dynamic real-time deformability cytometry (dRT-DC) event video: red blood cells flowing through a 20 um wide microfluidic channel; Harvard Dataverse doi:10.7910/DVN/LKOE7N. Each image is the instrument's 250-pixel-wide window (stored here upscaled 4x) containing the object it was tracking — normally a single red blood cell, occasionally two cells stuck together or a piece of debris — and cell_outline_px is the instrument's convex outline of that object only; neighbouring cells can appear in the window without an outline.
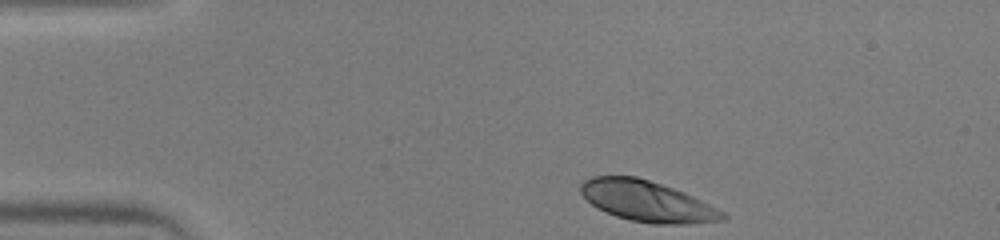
{"species": "human", "species_latin": "Homo sapiens", "temperature_condition": "warm", "stored_images_in_passage": 43, "camera_frame_rate_fps": 3000, "um_per_image_px": 0.085, "donor": {"sex": "male"}, "frame": {"image": 1, "passage_image": 1, "time_ms": 0.0, "image_size_px": [1000, 240], "cell_outline_px": [[728, 216], [724, 220], [688, 224], [652, 224], [632, 220], [616, 216], [592, 204], [580, 192], [580, 184], [584, 180], [592, 176], [636, 176], [684, 192], [724, 212]], "centroid_in_image_um": [55.0, 17.1], "position_along_channel_um": 30.0, "area_um2": 33.29}}
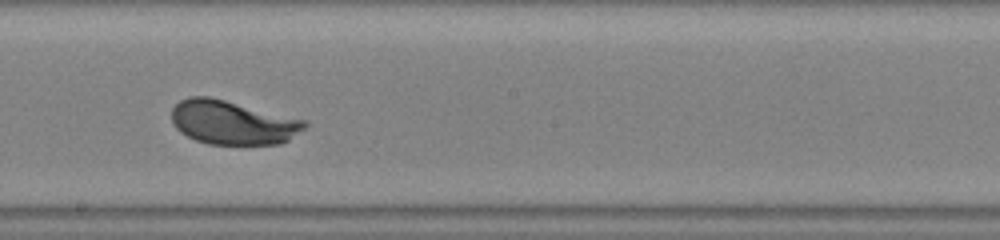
{"frame": {"image": 2, "passage_image": 21, "time_ms": 6.667, "image_size_px": [1000, 240], "cell_outline_px": [[308, 124], [304, 128], [288, 140], [280, 144], [208, 144], [196, 140], [180, 132], [172, 124], [172, 108], [180, 100], [188, 96], [208, 96], [308, 120]], "centroid_in_image_um": [19.77, 10.4], "position_along_channel_um": 228.4, "area_um2": 34.1}}
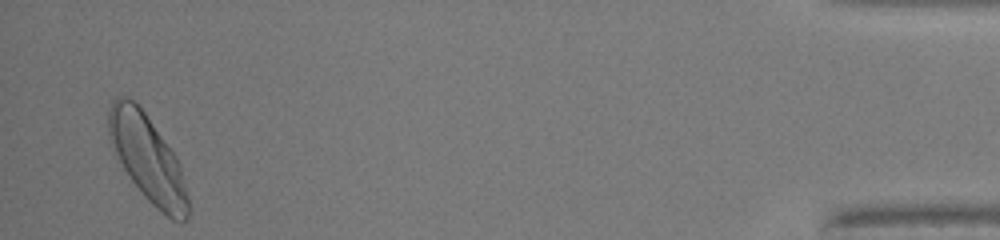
{"frame": {"image": 3, "passage_image": 42, "time_ms": 13.667, "image_size_px": [1000, 240], "cell_outline_px": [[188, 220], [172, 220], [160, 212], [148, 200], [132, 180], [112, 152], [108, 136], [108, 112], [112, 100], [120, 96], [128, 96], [144, 112], [176, 156], [180, 164], [188, 196]], "centroid_in_image_um": [12.52, 13.46], "position_along_channel_um": 422.7, "area_um2": 39.82}, "authors_computed_cell_mechanics": {"area_um2": 34.3332, "velocity_mm_per_s": 3.9405, "shape_relaxation_time_tau1_ms": 1.5469, "shape_relaxation_time_tau2_ms": null, "deformation_change_tau1": 0.1352, "deformation_change_tau2": null}}